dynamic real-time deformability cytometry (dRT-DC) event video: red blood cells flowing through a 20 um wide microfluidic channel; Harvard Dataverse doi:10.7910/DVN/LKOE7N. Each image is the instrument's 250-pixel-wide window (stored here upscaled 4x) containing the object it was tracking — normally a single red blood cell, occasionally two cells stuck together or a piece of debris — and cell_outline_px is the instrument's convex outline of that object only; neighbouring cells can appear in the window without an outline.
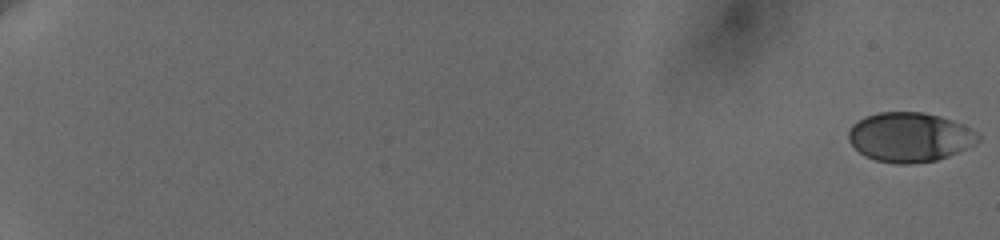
{"species": "human", "species_latin": "Homo sapiens", "temperature_condition": "cold", "stored_images_in_passage": 16, "camera_frame_rate_fps": 3000, "um_per_image_px": 0.085, "donor": {"sex": "female"}, "frame": {"image": 1, "passage_image": 1, "time_ms": 0.0, "image_size_px": [1000, 240], "cell_outline_px": [[980, 140], [976, 144], [948, 156], [936, 160], [908, 164], [896, 164], [876, 160], [864, 156], [848, 140], [848, 132], [852, 124], [864, 116], [880, 112], [924, 112], [940, 116], [952, 120], [976, 132], [980, 136]], "centroid_in_image_um": [77.31, 11.65], "position_along_channel_um": 7.7, "area_um2": 37.34}}
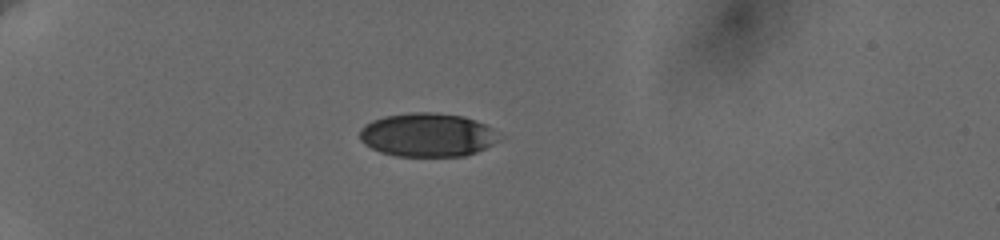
{"frame": {"image": 2, "passage_image": 12, "time_ms": 6.333, "image_size_px": [1000, 240], "cell_outline_px": [[504, 136], [500, 140], [476, 152], [464, 156], [396, 156], [380, 152], [364, 144], [360, 140], [360, 128], [364, 124], [372, 120], [384, 116], [412, 112], [432, 112], [464, 116], [476, 120], [484, 124]], "centroid_in_image_um": [36.34, 11.46], "position_along_channel_um": 48.7, "area_um2": 35.72}}
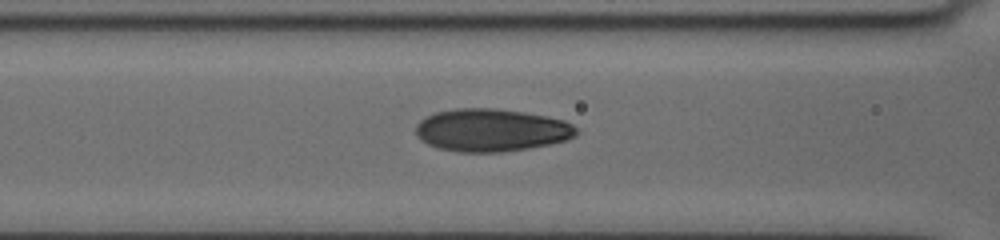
{"frame": {"image": 3, "passage_image": 16, "time_ms": 9.667, "image_size_px": [1000, 240], "cell_outline_px": [[580, 132], [576, 136], [568, 140], [528, 148], [504, 152], [456, 152], [436, 148], [420, 140], [416, 136], [416, 124], [420, 120], [436, 112], [456, 108], [496, 108], [524, 112], [548, 116], [564, 120], [572, 124]], "centroid_in_image_um": [41.77, 11.06], "position_along_channel_um": 124.8, "area_um2": 40.34}}